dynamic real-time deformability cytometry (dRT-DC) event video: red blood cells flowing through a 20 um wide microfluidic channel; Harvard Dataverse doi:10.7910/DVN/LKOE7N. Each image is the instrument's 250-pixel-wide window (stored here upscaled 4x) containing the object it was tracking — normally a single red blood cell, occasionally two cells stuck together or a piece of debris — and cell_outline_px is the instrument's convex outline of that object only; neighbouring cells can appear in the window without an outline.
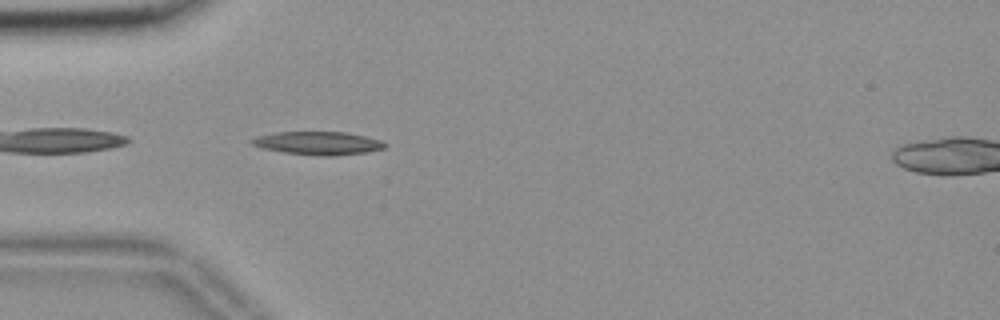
{"species": "common noctule bat (a hibernating species)", "species_latin": "Nyctalus noctula", "temperature_condition": "room temperature", "stored_images_in_passage": 24, "camera_frame_rate_fps": 3000, "um_per_image_px": 0.085, "animal": {"sex": "female", "body_mass_g": 18.4}, "frame": {"image": 1, "passage_image": 1, "time_ms": 0.0, "image_size_px": [1000, 320], "cell_outline_px": [[388, 144], [384, 148], [364, 152], [332, 156], [320, 156], [284, 152], [264, 148], [252, 144], [248, 140], [256, 136], [276, 132], [344, 132], [384, 140]], "centroid_in_image_um": [27.05, 12.16], "position_along_channel_um": 58.0, "area_um2": 17.92}}
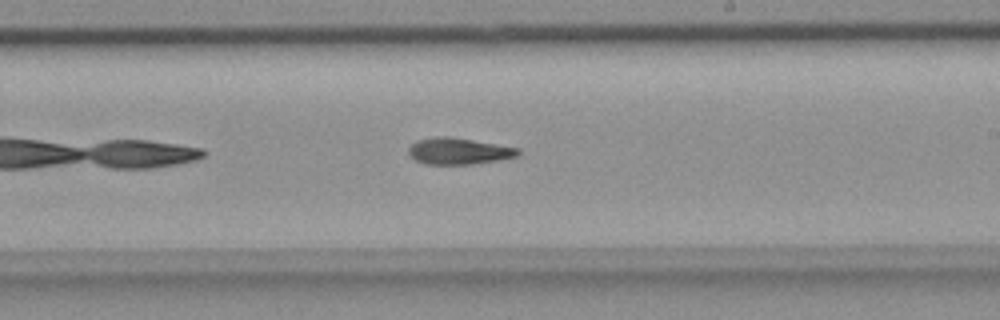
{"frame": {"image": 2, "passage_image": 17, "time_ms": 5.333, "image_size_px": [1000, 320], "cell_outline_px": [[520, 152], [516, 156], [500, 160], [476, 164], [424, 164], [416, 160], [408, 152], [408, 148], [416, 140], [432, 136], [448, 136], [520, 148]], "centroid_in_image_um": [38.98, 12.84], "position_along_channel_um": 250.0, "area_um2": 16.94}}
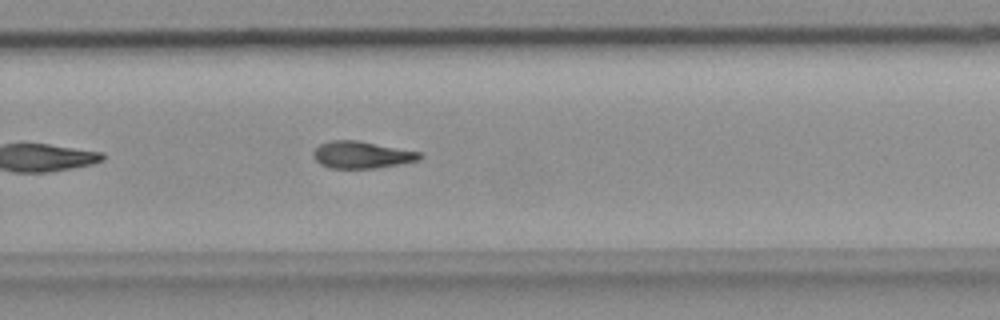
{"frame": {"image": 3, "passage_image": 21, "time_ms": 6.667, "image_size_px": [1000, 320], "cell_outline_px": [[424, 156], [420, 160], [404, 164], [376, 168], [332, 168], [320, 164], [316, 160], [312, 152], [320, 144], [332, 140], [360, 140], [420, 152]], "centroid_in_image_um": [30.8, 13.16], "position_along_channel_um": 299.0, "area_um2": 16.94}}